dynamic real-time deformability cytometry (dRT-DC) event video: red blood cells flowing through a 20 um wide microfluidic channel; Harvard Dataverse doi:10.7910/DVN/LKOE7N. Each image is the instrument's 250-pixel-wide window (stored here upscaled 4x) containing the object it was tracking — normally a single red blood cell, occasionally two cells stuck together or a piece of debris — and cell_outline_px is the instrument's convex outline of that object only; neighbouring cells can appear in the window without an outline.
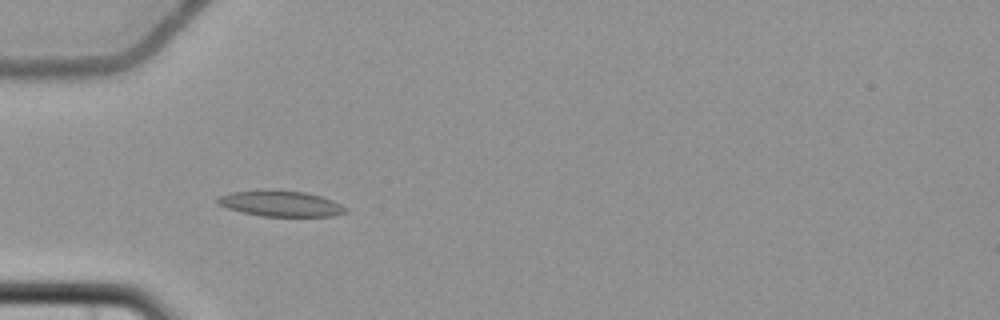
{"species": "common noctule bat (a hibernating species)", "species_latin": "Nyctalus noctula", "temperature_condition": "cold", "stored_images_in_passage": 6, "camera_frame_rate_fps": 3000, "um_per_image_px": 0.085, "animal": {"sex": "female", "body_mass_g": 22.7, "forearm_length_mm": 54.2}, "frame": {"image": 1, "passage_image": 5, "time_ms": 5.667, "image_size_px": [1000, 320], "cell_outline_px": [[348, 212], [332, 216], [264, 216], [244, 212], [228, 208], [216, 204], [216, 200], [220, 196], [232, 192], [304, 192], [320, 196], [332, 200], [348, 208]], "centroid_in_image_um": [23.92, 17.34], "position_along_channel_um": 61.1, "area_um2": 18.32}}
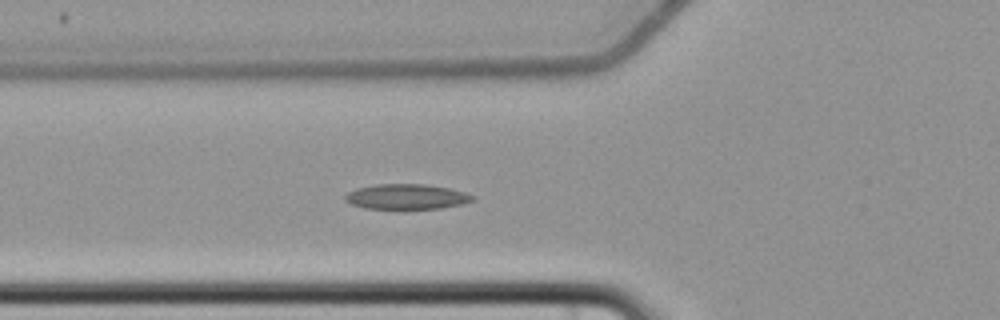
{"frame": {"image": 2, "passage_image": 6, "time_ms": 6.667, "image_size_px": [1000, 320], "cell_outline_px": [[476, 196], [472, 200], [460, 204], [440, 208], [364, 208], [352, 204], [344, 200], [344, 196], [348, 192], [356, 188], [376, 184], [424, 184], [448, 188], [464, 192]], "centroid_in_image_um": [34.52, 16.7], "position_along_channel_um": 91.3, "area_um2": 18.44}}